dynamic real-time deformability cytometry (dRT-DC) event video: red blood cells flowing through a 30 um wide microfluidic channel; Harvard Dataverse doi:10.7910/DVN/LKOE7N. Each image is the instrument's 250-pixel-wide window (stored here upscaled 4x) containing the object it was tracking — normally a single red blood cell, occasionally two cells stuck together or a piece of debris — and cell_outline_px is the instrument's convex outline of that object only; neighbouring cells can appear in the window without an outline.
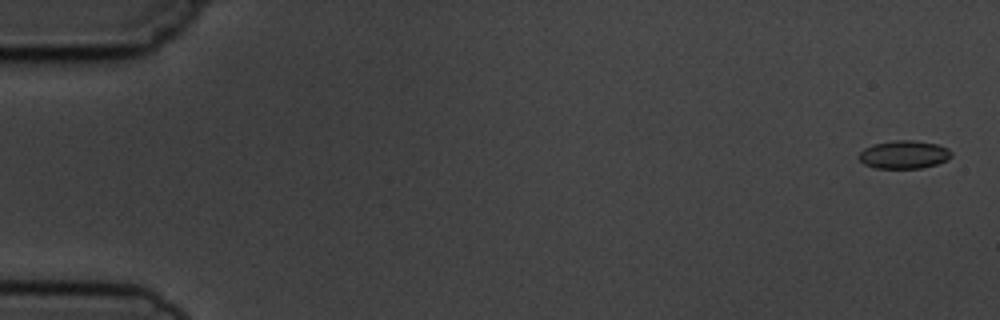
{"species": "common noctule bat (a hibernating species)", "species_latin": "Nyctalus noctula", "temperature_condition": "cold", "stored_images_in_passage": 6, "camera_frame_rate_fps": 3000, "um_per_image_px": 0.085, "animal": {"sex": "male", "body_mass_g": 19.5, "forearm_length_mm": 54.6}, "frame": {"image": 1, "passage_image": 1, "time_ms": 0.0, "image_size_px": [1000, 320], "cell_outline_px": [[952, 156], [948, 160], [936, 164], [920, 168], [876, 168], [864, 164], [856, 156], [864, 148], [872, 144], [896, 140], [912, 140], [936, 144], [948, 148], [952, 152]], "centroid_in_image_um": [76.82, 13.14], "position_along_channel_um": 8.2, "area_um2": 15.2}}
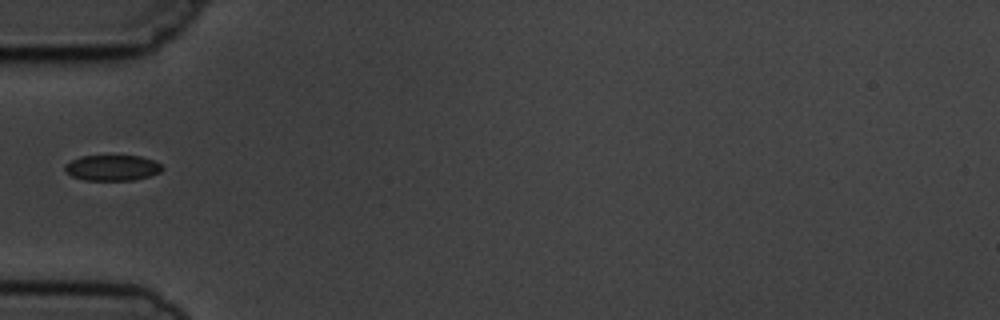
{"frame": {"image": 2, "passage_image": 5, "time_ms": 5.667, "image_size_px": [1000, 320], "cell_outline_px": [[164, 168], [160, 172], [148, 176], [132, 180], [84, 180], [72, 176], [64, 172], [64, 168], [72, 160], [80, 156], [140, 156], [152, 160], [160, 164]], "centroid_in_image_um": [9.53, 14.27], "position_along_channel_um": 75.5, "area_um2": 14.39}}
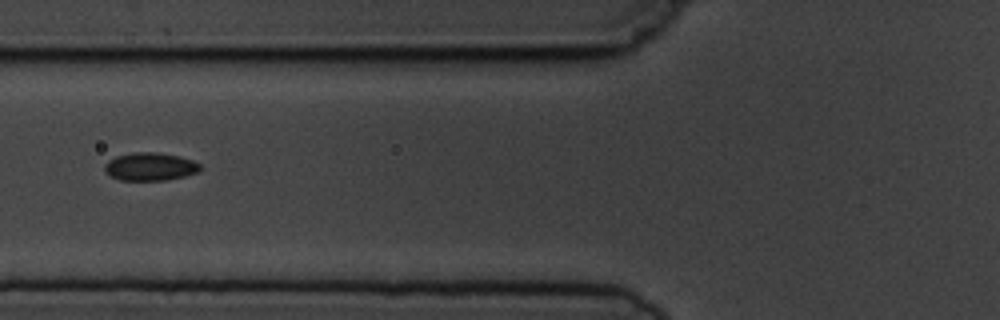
{"frame": {"image": 3, "passage_image": 6, "time_ms": 6.667, "image_size_px": [1000, 320], "cell_outline_px": [[200, 168], [196, 172], [184, 176], [168, 180], [120, 180], [108, 176], [104, 172], [104, 164], [108, 160], [116, 156], [132, 152], [156, 152], [180, 156], [192, 160], [200, 164]], "centroid_in_image_um": [12.7, 14.16], "position_along_channel_um": 113.1, "area_um2": 15.72}}